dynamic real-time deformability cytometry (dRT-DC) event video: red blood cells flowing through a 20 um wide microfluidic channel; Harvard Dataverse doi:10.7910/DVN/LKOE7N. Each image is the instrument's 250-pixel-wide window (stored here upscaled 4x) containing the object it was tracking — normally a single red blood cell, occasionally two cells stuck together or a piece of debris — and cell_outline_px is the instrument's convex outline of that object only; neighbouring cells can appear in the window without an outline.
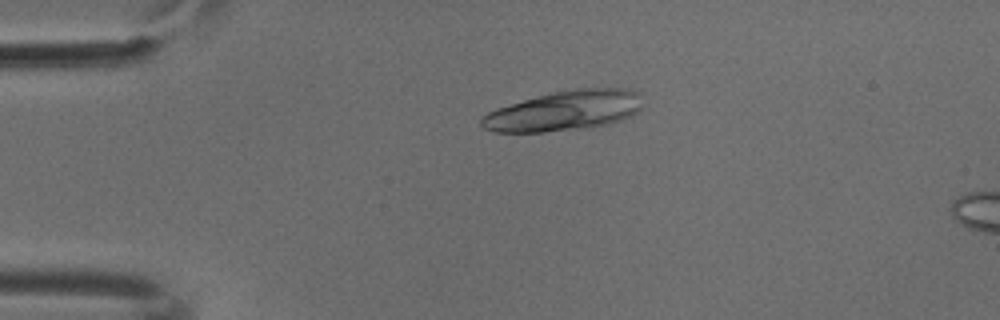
{"species": "common noctule bat (a hibernating species)", "species_latin": "Nyctalus noctula", "temperature_condition": "cold", "stored_images_in_passage": 50, "camera_frame_rate_fps": 3000, "um_per_image_px": 0.085, "animal": {"sex": "male", "body_mass_g": 18.8}, "frame": {"image": 1, "passage_image": 11, "time_ms": 3.333, "image_size_px": [1000, 320], "cell_outline_px": [[644, 108], [632, 116], [608, 124], [584, 128], [544, 132], [492, 132], [484, 128], [480, 124], [480, 116], [496, 108], [552, 92], [576, 88], [628, 88], [640, 92], [644, 104]], "centroid_in_image_um": [48.02, 9.41], "position_along_channel_um": 37.0, "area_um2": 37.97}}